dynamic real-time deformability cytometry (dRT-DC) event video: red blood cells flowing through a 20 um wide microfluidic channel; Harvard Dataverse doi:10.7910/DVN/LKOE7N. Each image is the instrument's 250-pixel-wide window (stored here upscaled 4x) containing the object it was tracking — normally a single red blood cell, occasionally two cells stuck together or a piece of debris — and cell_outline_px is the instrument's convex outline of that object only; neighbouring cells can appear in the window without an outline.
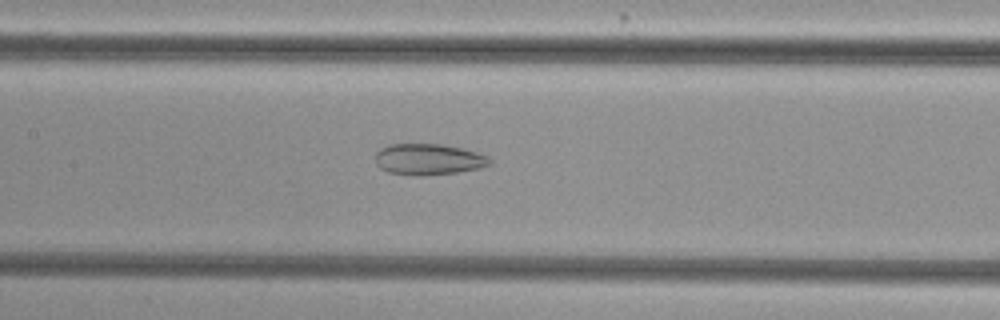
{"species": "common noctule bat (a hibernating species)", "species_latin": "Nyctalus noctula", "temperature_condition": "cold", "stored_images_in_passage": 54, "camera_frame_rate_fps": 3000, "um_per_image_px": 0.085, "animal": {"sex": "female", "body_mass_g": 29.2, "forearm_length_mm": 56.3}, "frame": {"image": 1, "passage_image": 26, "time_ms": 8.333, "image_size_px": [1000, 320], "cell_outline_px": [[492, 164], [480, 168], [456, 172], [420, 176], [416, 176], [388, 172], [380, 168], [376, 164], [376, 152], [380, 148], [388, 144], [440, 144], [460, 148], [476, 152], [488, 156], [492, 160]], "centroid_in_image_um": [36.41, 13.54], "position_along_channel_um": 171.0, "area_um2": 20.81}}
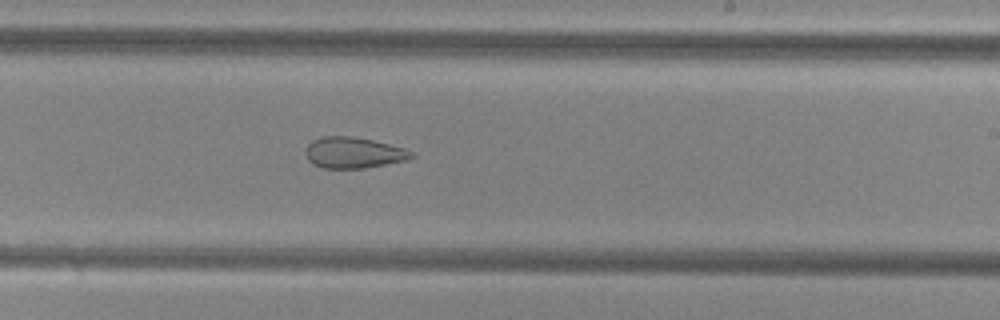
{"frame": {"image": 2, "passage_image": 33, "time_ms": 10.667, "image_size_px": [1000, 320], "cell_outline_px": [[416, 156], [408, 160], [364, 168], [320, 168], [312, 164], [308, 160], [304, 152], [304, 148], [312, 140], [320, 136], [352, 136], [372, 140], [404, 148], [416, 152]], "centroid_in_image_um": [30.03, 12.98], "position_along_channel_um": 259.0, "area_um2": 19.48}}
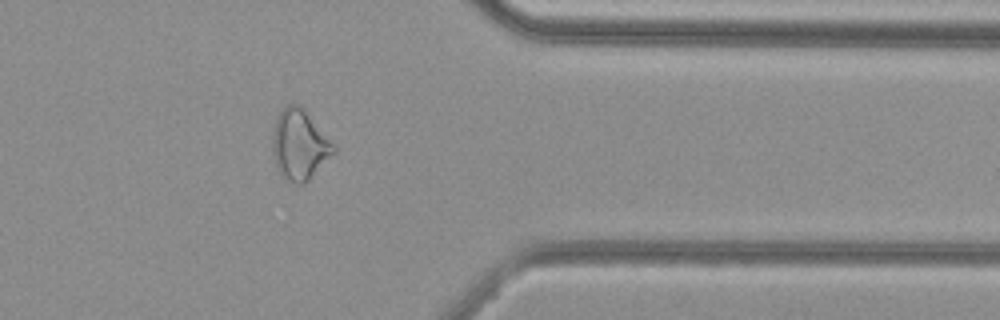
{"frame": {"image": 3, "passage_image": 44, "time_ms": 14.333, "image_size_px": [1000, 320], "cell_outline_px": [[336, 152], [304, 184], [292, 184], [280, 176], [276, 168], [272, 152], [272, 136], [276, 120], [280, 112], [288, 104], [300, 104], [304, 108], [336, 148]], "centroid_in_image_um": [25.43, 12.34], "position_along_channel_um": 386.0, "area_um2": 25.03}, "authors_computed_cell_mechanics": {"area_um2": 25.6921, "velocity_mm_per_s": 3.7821, "shape_relaxation_time_tau1_ms": null, "shape_relaxation_time_tau2_ms": 2.8729, "deformation_change_tau1": null, "deformation_change_tau2": 0.1134}}